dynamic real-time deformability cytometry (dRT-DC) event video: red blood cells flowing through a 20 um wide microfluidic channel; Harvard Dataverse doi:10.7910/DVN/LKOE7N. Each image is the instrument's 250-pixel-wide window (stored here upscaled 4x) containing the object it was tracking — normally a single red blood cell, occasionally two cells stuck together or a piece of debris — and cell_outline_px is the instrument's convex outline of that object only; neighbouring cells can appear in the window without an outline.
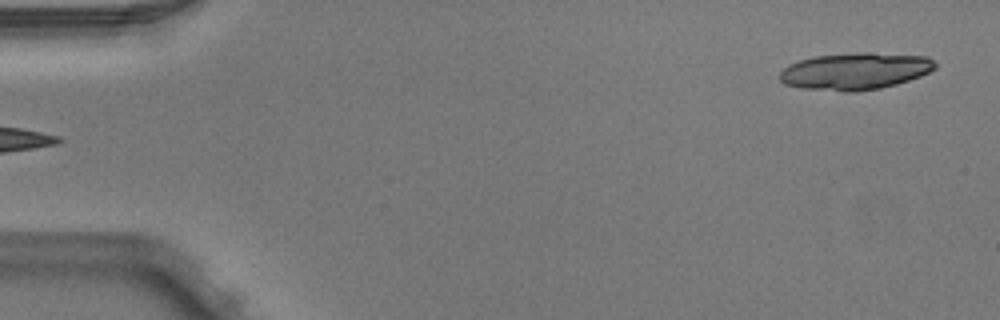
{"species": "Egyptian fruit bat (a non-hibernating species)", "species_latin": "Rousettus aegyptiacus", "temperature_condition": "warm", "stored_images_in_passage": 5, "segment_of_instrument_passage": [2, 2], "camera_frame_rate_fps": 3000, "um_per_image_px": 0.085, "animal": {"sex": "male"}, "frame": {"image": 1, "passage_image": 5, "time_ms": 1.333, "image_size_px": [1000, 320], "cell_outline_px": [[936, 68], [920, 76], [896, 84], [880, 88], [856, 92], [844, 92], [800, 88], [784, 84], [780, 80], [780, 72], [788, 64], [812, 56], [860, 52], [872, 52], [928, 56], [936, 64]], "centroid_in_image_um": [72.67, 6.05], "position_along_channel_um": 12.3, "area_um2": 33.76}}